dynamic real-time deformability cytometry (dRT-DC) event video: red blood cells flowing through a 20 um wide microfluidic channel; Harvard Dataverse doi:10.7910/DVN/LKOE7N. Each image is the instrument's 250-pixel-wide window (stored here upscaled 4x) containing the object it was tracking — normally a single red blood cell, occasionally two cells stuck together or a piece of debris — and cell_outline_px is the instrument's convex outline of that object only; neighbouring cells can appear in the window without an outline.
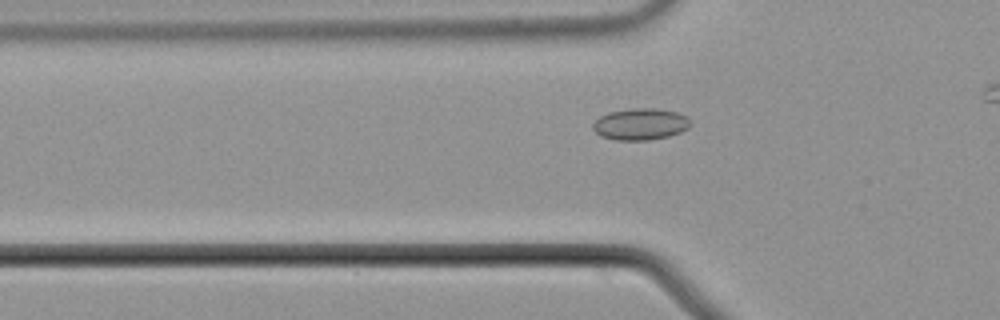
{"species": "common noctule bat (a hibernating species)", "species_latin": "Nyctalus noctula", "temperature_condition": "cold", "stored_images_in_passage": 36, "camera_frame_rate_fps": 3000, "um_per_image_px": 0.085, "animal": {"sex": "male", "body_mass_g": 21.5, "forearm_length_mm": 52.0}, "frame": {"image": 1, "passage_image": 9, "time_ms": 2.667, "image_size_px": [1000, 320], "cell_outline_px": [[692, 124], [688, 128], [680, 132], [668, 136], [648, 140], [616, 140], [600, 136], [592, 128], [592, 124], [600, 116], [608, 112], [632, 108], [656, 108], [680, 112], [688, 116], [692, 120]], "centroid_in_image_um": [54.47, 10.54], "position_along_channel_um": 71.3, "area_um2": 18.26}}
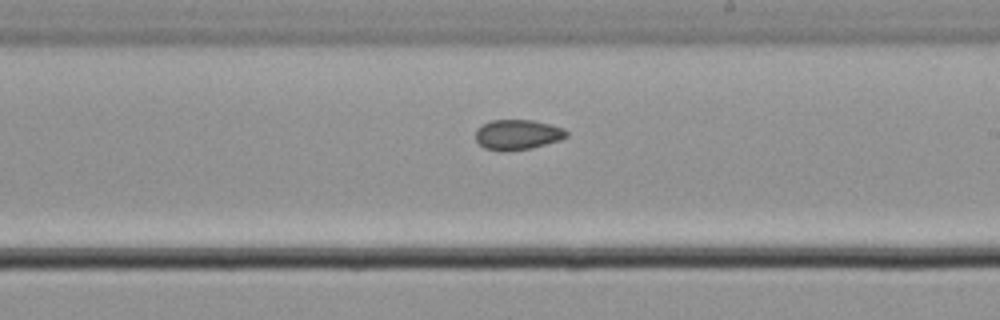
{"frame": {"image": 2, "passage_image": 23, "time_ms": 7.333, "image_size_px": [1000, 320], "cell_outline_px": [[568, 136], [560, 140], [532, 148], [504, 152], [500, 152], [484, 148], [476, 140], [476, 128], [492, 120], [532, 120], [564, 128], [568, 132]], "centroid_in_image_um": [43.99, 11.46], "position_along_channel_um": 245.0, "area_um2": 16.07}}
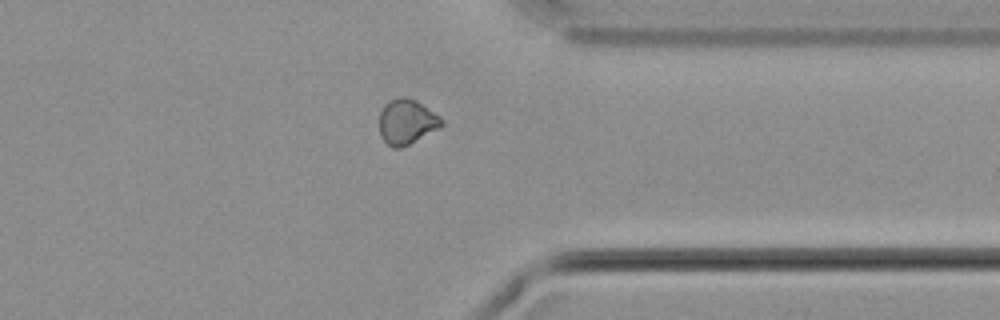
{"frame": {"image": 3, "passage_image": 34, "time_ms": 11.0, "image_size_px": [1000, 320], "cell_outline_px": [[444, 124], [440, 128], [400, 148], [392, 148], [380, 136], [380, 112], [384, 104], [400, 96], [404, 96], [416, 100], [440, 116], [444, 120]], "centroid_in_image_um": [34.58, 10.34], "position_along_channel_um": 376.8, "area_um2": 16.3}}